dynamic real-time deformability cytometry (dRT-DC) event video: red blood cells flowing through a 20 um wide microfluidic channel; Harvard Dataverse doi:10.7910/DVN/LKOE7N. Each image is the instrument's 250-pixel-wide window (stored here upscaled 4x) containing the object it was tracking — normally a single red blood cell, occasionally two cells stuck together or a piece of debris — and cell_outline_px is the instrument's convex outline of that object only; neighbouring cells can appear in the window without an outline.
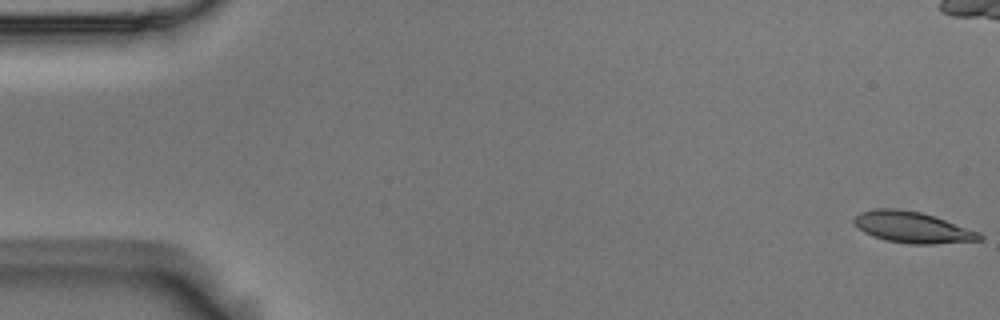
{"species": "Egyptian fruit bat (a non-hibernating species)", "species_latin": "Rousettus aegyptiacus", "temperature_condition": "room temperature", "stored_images_in_passage": 9, "camera_frame_rate_fps": 3000, "um_per_image_px": 0.085, "animal": {"sex": "male"}, "frame": {"image": 1, "passage_image": 1, "time_ms": 0.0, "image_size_px": [1000, 320], "cell_outline_px": [[984, 236], [980, 240], [932, 244], [908, 244], [888, 240], [872, 236], [856, 228], [852, 224], [852, 220], [860, 212], [876, 208], [896, 208], [920, 212], [980, 232]], "centroid_in_image_um": [77.5, 19.32], "position_along_channel_um": 7.5, "area_um2": 22.72}}